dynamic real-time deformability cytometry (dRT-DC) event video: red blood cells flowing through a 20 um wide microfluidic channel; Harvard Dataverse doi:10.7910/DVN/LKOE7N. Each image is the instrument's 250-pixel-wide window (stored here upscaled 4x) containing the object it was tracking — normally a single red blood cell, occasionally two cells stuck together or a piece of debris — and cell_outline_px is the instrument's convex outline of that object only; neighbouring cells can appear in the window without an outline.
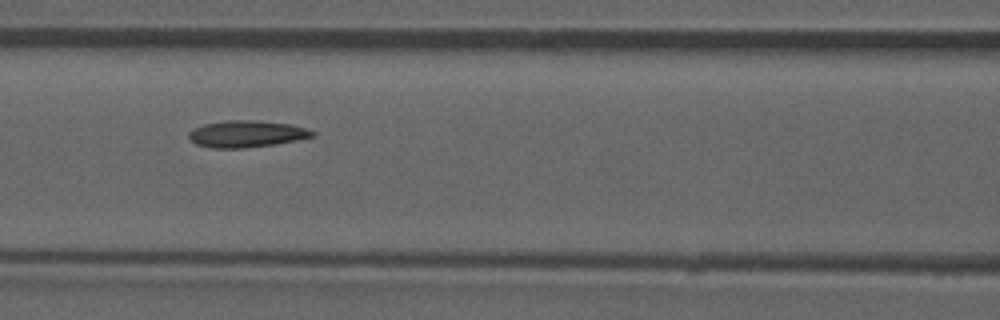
{"species": "common noctule bat (a hibernating species)", "species_latin": "Nyctalus noctula", "temperature_condition": "room temperature", "stored_images_in_passage": 53, "camera_frame_rate_fps": 3000, "um_per_image_px": 0.085, "animal": {"sex": "male", "forearm_length_mm": 52.5}, "frame": {"image": 1, "passage_image": 23, "time_ms": 7.333, "image_size_px": [1000, 320], "cell_outline_px": [[316, 136], [296, 140], [272, 144], [244, 148], [212, 148], [196, 144], [188, 136], [188, 132], [192, 128], [204, 124], [228, 120], [256, 120], [292, 124], [316, 132]], "centroid_in_image_um": [20.95, 11.37], "position_along_channel_um": 145.7, "area_um2": 19.25}, "authors_computed_cell_mechanics": {"area_um2": 19.0162, "velocity_mm_per_s": 3.8544, "shape_relaxation_time_tau1_ms": null, "shape_relaxation_time_tau2_ms": 6.0432, "deformation_change_tau1": null, "deformation_change_tau2": 0.14}}